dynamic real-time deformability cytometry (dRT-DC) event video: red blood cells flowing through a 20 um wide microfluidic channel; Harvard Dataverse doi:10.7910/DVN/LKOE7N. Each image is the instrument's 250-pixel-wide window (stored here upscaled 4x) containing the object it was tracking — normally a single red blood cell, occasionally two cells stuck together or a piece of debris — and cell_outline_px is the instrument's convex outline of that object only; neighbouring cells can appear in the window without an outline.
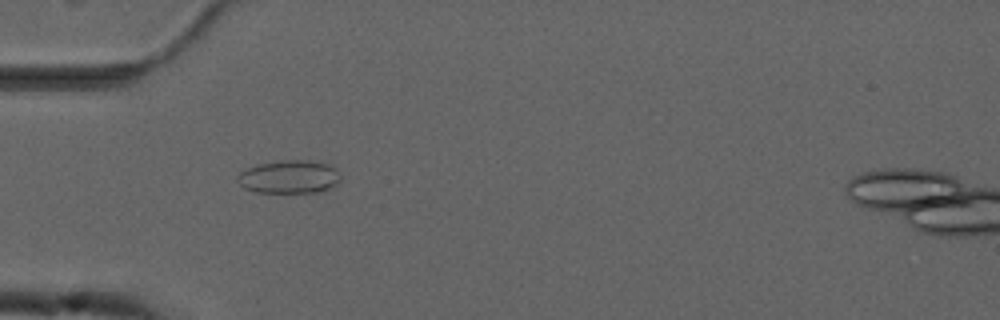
{"species": "common noctule bat (a hibernating species)", "species_latin": "Nyctalus noctula", "temperature_condition": "cold", "stored_images_in_passage": 55, "camera_frame_rate_fps": 3000, "um_per_image_px": 0.085, "animal": {"sex": "male", "forearm_length_mm": 52.5}, "frame": {"image": 1, "passage_image": 17, "time_ms": 5.333, "image_size_px": [1000, 320], "cell_outline_px": [[340, 180], [336, 184], [328, 188], [316, 192], [256, 192], [244, 188], [236, 180], [236, 176], [240, 172], [256, 164], [280, 160], [308, 160], [328, 164], [336, 168]], "centroid_in_image_um": [24.54, 15.02], "position_along_channel_um": 60.5, "area_um2": 19.88}}
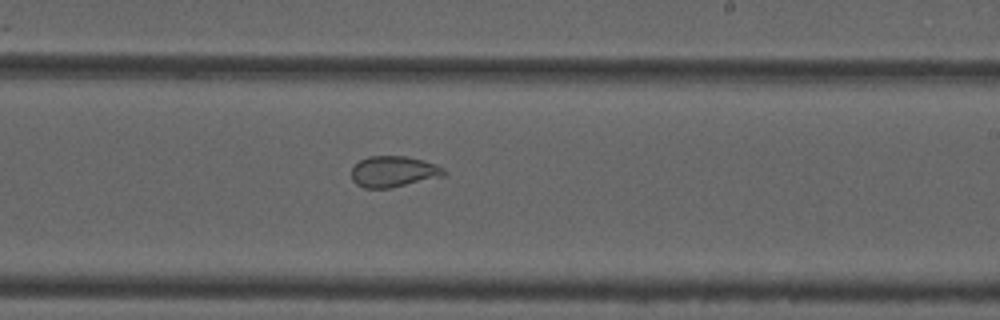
{"frame": {"image": 2, "passage_image": 33, "time_ms": 10.667, "image_size_px": [1000, 320], "cell_outline_px": [[448, 176], [392, 188], [364, 188], [356, 184], [352, 180], [352, 168], [360, 160], [368, 156], [404, 156], [424, 160], [436, 164], [444, 168], [448, 172]], "centroid_in_image_um": [33.52, 14.59], "position_along_channel_um": 255.5, "area_um2": 17.11}}
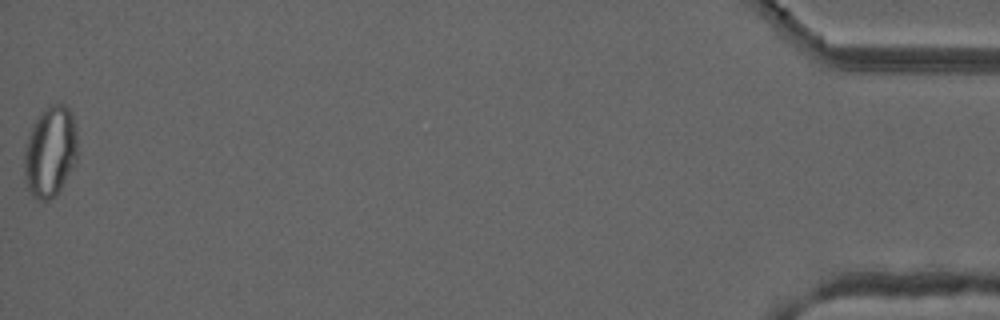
{"frame": {"image": 3, "passage_image": 55, "time_ms": 18.0, "image_size_px": [1000, 320], "cell_outline_px": [[76, 164], [60, 188], [48, 200], [36, 200], [32, 196], [28, 188], [24, 172], [24, 152], [32, 124], [40, 112], [44, 108], [52, 104], [64, 104], [72, 112], [76, 128]], "centroid_in_image_um": [4.27, 12.86], "position_along_channel_um": 430.9, "area_um2": 28.15}, "authors_computed_cell_mechanics": {"area_um2": 21.2126, "velocity_mm_per_s": 3.7253, "shape_relaxation_time_tau1_ms": null, "shape_relaxation_time_tau2_ms": 1.2107, "deformation_change_tau1": null, "deformation_change_tau2": 0.0608}}